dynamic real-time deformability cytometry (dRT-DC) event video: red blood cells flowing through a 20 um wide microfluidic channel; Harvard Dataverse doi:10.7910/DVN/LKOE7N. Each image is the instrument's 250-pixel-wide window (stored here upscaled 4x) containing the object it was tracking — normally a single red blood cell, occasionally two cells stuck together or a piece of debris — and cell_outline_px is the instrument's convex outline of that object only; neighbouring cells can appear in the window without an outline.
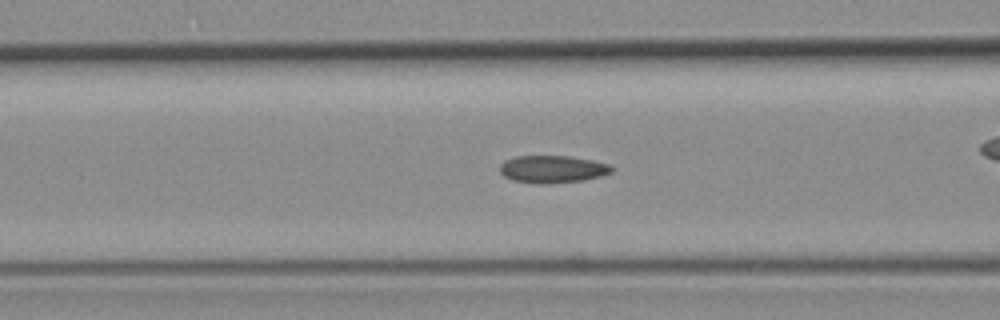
{"species": "common noctule bat (a hibernating species)", "species_latin": "Nyctalus noctula", "temperature_condition": "room temperature", "stored_images_in_passage": 53, "camera_frame_rate_fps": 3000, "um_per_image_px": 0.085, "animal": {"sex": "female", "body_mass_g": 19.3, "forearm_length_mm": 54.1}, "frame": {"image": 1, "passage_image": 20, "time_ms": 6.333, "image_size_px": [1000, 320], "cell_outline_px": [[616, 168], [612, 172], [600, 176], [584, 180], [544, 184], [540, 184], [512, 180], [504, 176], [500, 172], [500, 164], [504, 160], [516, 156], [568, 156], [592, 160], [612, 164]], "centroid_in_image_um": [46.99, 14.37], "position_along_channel_um": 119.6, "area_um2": 18.03}}
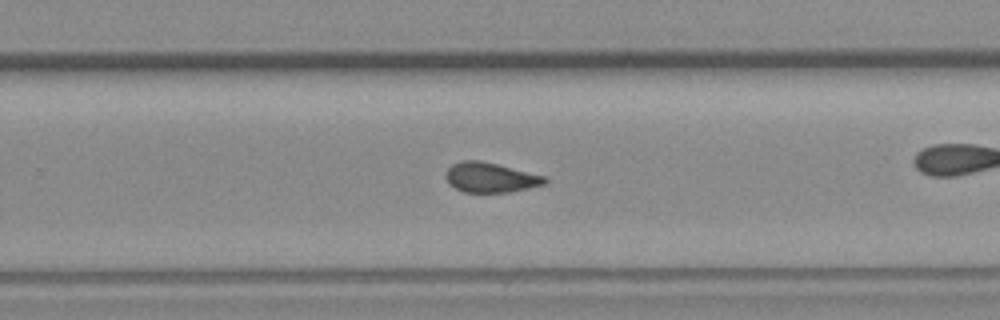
{"frame": {"image": 2, "passage_image": 33, "time_ms": 10.667, "image_size_px": [1000, 320], "cell_outline_px": [[548, 180], [544, 184], [528, 188], [508, 192], [464, 192], [448, 184], [444, 176], [444, 172], [452, 164], [460, 160], [480, 160], [544, 176]], "centroid_in_image_um": [41.61, 15.08], "position_along_channel_um": 288.2, "area_um2": 17.17}}
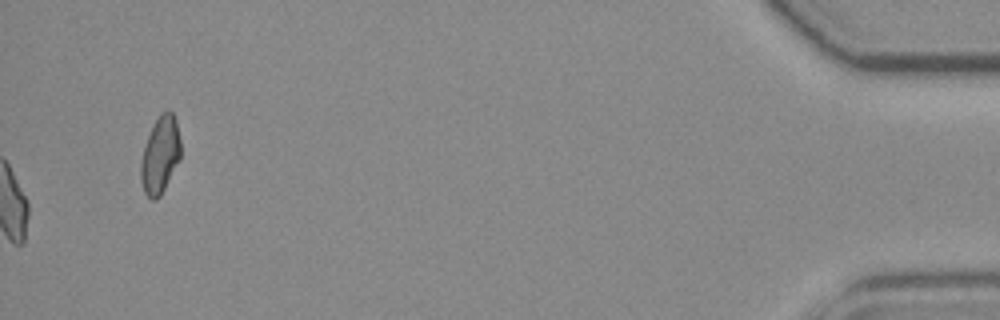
{"frame": {"image": 3, "passage_image": 53, "time_ms": 17.333, "image_size_px": [1000, 320], "cell_outline_px": [[180, 160], [160, 196], [156, 200], [152, 200], [144, 192], [140, 180], [140, 164], [144, 148], [152, 124], [160, 112], [168, 108], [172, 112], [176, 120], [180, 140]], "centroid_in_image_um": [13.61, 13.14], "position_along_channel_um": 421.6, "area_um2": 18.09}, "authors_computed_cell_mechanics": {"area_um2": 17.6868, "velocity_mm_per_s": 3.8908, "shape_relaxation_time_tau1_ms": null, "shape_relaxation_time_tau2_ms": 2.0256, "deformation_change_tau1": null, "deformation_change_tau2": 0.0742}}